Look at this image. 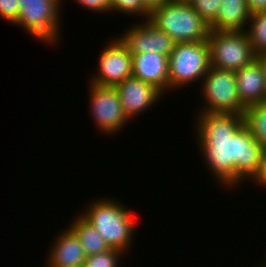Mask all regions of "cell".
<instances>
[{
  "label": "cell",
  "mask_w": 266,
  "mask_h": 267,
  "mask_svg": "<svg viewBox=\"0 0 266 267\" xmlns=\"http://www.w3.org/2000/svg\"><path fill=\"white\" fill-rule=\"evenodd\" d=\"M207 42L214 68L236 71L257 59L245 31L210 30Z\"/></svg>",
  "instance_id": "cell-7"
},
{
  "label": "cell",
  "mask_w": 266,
  "mask_h": 267,
  "mask_svg": "<svg viewBox=\"0 0 266 267\" xmlns=\"http://www.w3.org/2000/svg\"><path fill=\"white\" fill-rule=\"evenodd\" d=\"M19 12L18 0H0V19L14 24L18 20Z\"/></svg>",
  "instance_id": "cell-22"
},
{
  "label": "cell",
  "mask_w": 266,
  "mask_h": 267,
  "mask_svg": "<svg viewBox=\"0 0 266 267\" xmlns=\"http://www.w3.org/2000/svg\"><path fill=\"white\" fill-rule=\"evenodd\" d=\"M99 52L97 73H93L90 83L115 87L126 78L132 77V55L117 37L111 39Z\"/></svg>",
  "instance_id": "cell-9"
},
{
  "label": "cell",
  "mask_w": 266,
  "mask_h": 267,
  "mask_svg": "<svg viewBox=\"0 0 266 267\" xmlns=\"http://www.w3.org/2000/svg\"><path fill=\"white\" fill-rule=\"evenodd\" d=\"M84 210L79 214L96 229L111 248L129 253L135 239L134 232L138 231L133 210L124 202L120 203L109 197L96 198Z\"/></svg>",
  "instance_id": "cell-2"
},
{
  "label": "cell",
  "mask_w": 266,
  "mask_h": 267,
  "mask_svg": "<svg viewBox=\"0 0 266 267\" xmlns=\"http://www.w3.org/2000/svg\"><path fill=\"white\" fill-rule=\"evenodd\" d=\"M200 83L202 108L197 113H230L244 115L237 90L235 71L210 67Z\"/></svg>",
  "instance_id": "cell-6"
},
{
  "label": "cell",
  "mask_w": 266,
  "mask_h": 267,
  "mask_svg": "<svg viewBox=\"0 0 266 267\" xmlns=\"http://www.w3.org/2000/svg\"><path fill=\"white\" fill-rule=\"evenodd\" d=\"M69 228L78 237L86 256L102 253L112 249L96 229L79 213L74 217Z\"/></svg>",
  "instance_id": "cell-16"
},
{
  "label": "cell",
  "mask_w": 266,
  "mask_h": 267,
  "mask_svg": "<svg viewBox=\"0 0 266 267\" xmlns=\"http://www.w3.org/2000/svg\"><path fill=\"white\" fill-rule=\"evenodd\" d=\"M250 13L266 11V0H247Z\"/></svg>",
  "instance_id": "cell-25"
},
{
  "label": "cell",
  "mask_w": 266,
  "mask_h": 267,
  "mask_svg": "<svg viewBox=\"0 0 266 267\" xmlns=\"http://www.w3.org/2000/svg\"><path fill=\"white\" fill-rule=\"evenodd\" d=\"M195 117L199 152L216 183L233 189L247 179L251 182L259 172L264 149L244 124L243 116L206 112Z\"/></svg>",
  "instance_id": "cell-1"
},
{
  "label": "cell",
  "mask_w": 266,
  "mask_h": 267,
  "mask_svg": "<svg viewBox=\"0 0 266 267\" xmlns=\"http://www.w3.org/2000/svg\"><path fill=\"white\" fill-rule=\"evenodd\" d=\"M20 12L14 25L23 28L37 41L59 44L62 0H18Z\"/></svg>",
  "instance_id": "cell-5"
},
{
  "label": "cell",
  "mask_w": 266,
  "mask_h": 267,
  "mask_svg": "<svg viewBox=\"0 0 266 267\" xmlns=\"http://www.w3.org/2000/svg\"><path fill=\"white\" fill-rule=\"evenodd\" d=\"M47 252L46 267H83L86 254L76 234L68 227L62 230Z\"/></svg>",
  "instance_id": "cell-13"
},
{
  "label": "cell",
  "mask_w": 266,
  "mask_h": 267,
  "mask_svg": "<svg viewBox=\"0 0 266 267\" xmlns=\"http://www.w3.org/2000/svg\"><path fill=\"white\" fill-rule=\"evenodd\" d=\"M238 96L245 107L266 102V84L262 65L255 59L235 71Z\"/></svg>",
  "instance_id": "cell-14"
},
{
  "label": "cell",
  "mask_w": 266,
  "mask_h": 267,
  "mask_svg": "<svg viewBox=\"0 0 266 267\" xmlns=\"http://www.w3.org/2000/svg\"><path fill=\"white\" fill-rule=\"evenodd\" d=\"M149 21L176 43L207 41L209 24L190 2L168 0L150 11Z\"/></svg>",
  "instance_id": "cell-3"
},
{
  "label": "cell",
  "mask_w": 266,
  "mask_h": 267,
  "mask_svg": "<svg viewBox=\"0 0 266 267\" xmlns=\"http://www.w3.org/2000/svg\"><path fill=\"white\" fill-rule=\"evenodd\" d=\"M193 9L210 24L217 16L221 0H192Z\"/></svg>",
  "instance_id": "cell-21"
},
{
  "label": "cell",
  "mask_w": 266,
  "mask_h": 267,
  "mask_svg": "<svg viewBox=\"0 0 266 267\" xmlns=\"http://www.w3.org/2000/svg\"><path fill=\"white\" fill-rule=\"evenodd\" d=\"M250 15L247 0H221L218 14L209 27L218 31H245Z\"/></svg>",
  "instance_id": "cell-15"
},
{
  "label": "cell",
  "mask_w": 266,
  "mask_h": 267,
  "mask_svg": "<svg viewBox=\"0 0 266 267\" xmlns=\"http://www.w3.org/2000/svg\"><path fill=\"white\" fill-rule=\"evenodd\" d=\"M120 12L129 16H140L149 20L150 10L143 4L142 0H111V12Z\"/></svg>",
  "instance_id": "cell-20"
},
{
  "label": "cell",
  "mask_w": 266,
  "mask_h": 267,
  "mask_svg": "<svg viewBox=\"0 0 266 267\" xmlns=\"http://www.w3.org/2000/svg\"><path fill=\"white\" fill-rule=\"evenodd\" d=\"M254 267H266V262L262 263V265H259V266L257 265V266H254Z\"/></svg>",
  "instance_id": "cell-28"
},
{
  "label": "cell",
  "mask_w": 266,
  "mask_h": 267,
  "mask_svg": "<svg viewBox=\"0 0 266 267\" xmlns=\"http://www.w3.org/2000/svg\"><path fill=\"white\" fill-rule=\"evenodd\" d=\"M115 88L120 97L122 110L129 120L152 108L151 106L156 105L164 96L153 84L134 77L126 78Z\"/></svg>",
  "instance_id": "cell-11"
},
{
  "label": "cell",
  "mask_w": 266,
  "mask_h": 267,
  "mask_svg": "<svg viewBox=\"0 0 266 267\" xmlns=\"http://www.w3.org/2000/svg\"><path fill=\"white\" fill-rule=\"evenodd\" d=\"M168 0H142L143 4L151 11Z\"/></svg>",
  "instance_id": "cell-26"
},
{
  "label": "cell",
  "mask_w": 266,
  "mask_h": 267,
  "mask_svg": "<svg viewBox=\"0 0 266 267\" xmlns=\"http://www.w3.org/2000/svg\"><path fill=\"white\" fill-rule=\"evenodd\" d=\"M245 32L254 53L257 56L266 54V11L252 13Z\"/></svg>",
  "instance_id": "cell-18"
},
{
  "label": "cell",
  "mask_w": 266,
  "mask_h": 267,
  "mask_svg": "<svg viewBox=\"0 0 266 267\" xmlns=\"http://www.w3.org/2000/svg\"><path fill=\"white\" fill-rule=\"evenodd\" d=\"M74 2L91 12H97L98 14L111 13V0H75Z\"/></svg>",
  "instance_id": "cell-23"
},
{
  "label": "cell",
  "mask_w": 266,
  "mask_h": 267,
  "mask_svg": "<svg viewBox=\"0 0 266 267\" xmlns=\"http://www.w3.org/2000/svg\"><path fill=\"white\" fill-rule=\"evenodd\" d=\"M243 121L255 140L266 149V102L246 107Z\"/></svg>",
  "instance_id": "cell-17"
},
{
  "label": "cell",
  "mask_w": 266,
  "mask_h": 267,
  "mask_svg": "<svg viewBox=\"0 0 266 267\" xmlns=\"http://www.w3.org/2000/svg\"><path fill=\"white\" fill-rule=\"evenodd\" d=\"M176 1H181V2H191L192 0H176Z\"/></svg>",
  "instance_id": "cell-29"
},
{
  "label": "cell",
  "mask_w": 266,
  "mask_h": 267,
  "mask_svg": "<svg viewBox=\"0 0 266 267\" xmlns=\"http://www.w3.org/2000/svg\"><path fill=\"white\" fill-rule=\"evenodd\" d=\"M129 27L118 38L131 54L155 52L169 57L174 50L176 42L149 20L137 21Z\"/></svg>",
  "instance_id": "cell-10"
},
{
  "label": "cell",
  "mask_w": 266,
  "mask_h": 267,
  "mask_svg": "<svg viewBox=\"0 0 266 267\" xmlns=\"http://www.w3.org/2000/svg\"><path fill=\"white\" fill-rule=\"evenodd\" d=\"M90 114L94 120L95 128L100 133L115 135L126 127L127 118L122 110L119 94L115 87L101 86L89 83ZM125 126V127H124ZM102 131V132H101Z\"/></svg>",
  "instance_id": "cell-8"
},
{
  "label": "cell",
  "mask_w": 266,
  "mask_h": 267,
  "mask_svg": "<svg viewBox=\"0 0 266 267\" xmlns=\"http://www.w3.org/2000/svg\"><path fill=\"white\" fill-rule=\"evenodd\" d=\"M257 59L260 61L262 65V69H263L264 77H265V84H266V54L257 56Z\"/></svg>",
  "instance_id": "cell-27"
},
{
  "label": "cell",
  "mask_w": 266,
  "mask_h": 267,
  "mask_svg": "<svg viewBox=\"0 0 266 267\" xmlns=\"http://www.w3.org/2000/svg\"><path fill=\"white\" fill-rule=\"evenodd\" d=\"M126 255L122 250L112 248L109 251L86 256L83 267H119L121 256Z\"/></svg>",
  "instance_id": "cell-19"
},
{
  "label": "cell",
  "mask_w": 266,
  "mask_h": 267,
  "mask_svg": "<svg viewBox=\"0 0 266 267\" xmlns=\"http://www.w3.org/2000/svg\"><path fill=\"white\" fill-rule=\"evenodd\" d=\"M169 90L202 82L211 67L207 41L176 43L168 57Z\"/></svg>",
  "instance_id": "cell-4"
},
{
  "label": "cell",
  "mask_w": 266,
  "mask_h": 267,
  "mask_svg": "<svg viewBox=\"0 0 266 267\" xmlns=\"http://www.w3.org/2000/svg\"><path fill=\"white\" fill-rule=\"evenodd\" d=\"M251 182L256 183L255 185L257 186L266 188V149L263 150L259 172Z\"/></svg>",
  "instance_id": "cell-24"
},
{
  "label": "cell",
  "mask_w": 266,
  "mask_h": 267,
  "mask_svg": "<svg viewBox=\"0 0 266 267\" xmlns=\"http://www.w3.org/2000/svg\"><path fill=\"white\" fill-rule=\"evenodd\" d=\"M132 55V77L153 84L163 94L169 90L168 56L155 53Z\"/></svg>",
  "instance_id": "cell-12"
}]
</instances>
